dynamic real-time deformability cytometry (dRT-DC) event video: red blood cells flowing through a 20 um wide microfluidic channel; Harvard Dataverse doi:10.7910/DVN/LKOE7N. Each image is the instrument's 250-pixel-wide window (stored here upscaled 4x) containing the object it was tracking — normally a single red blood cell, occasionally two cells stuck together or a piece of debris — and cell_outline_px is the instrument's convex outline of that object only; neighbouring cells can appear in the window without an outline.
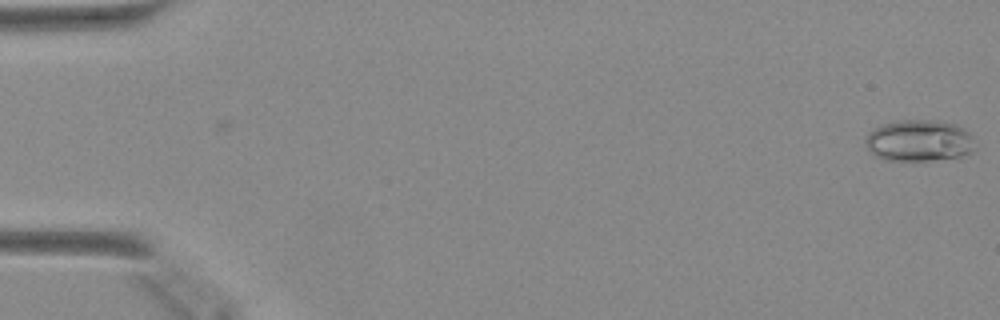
{"species": "Egyptian fruit bat (a non-hibernating species)", "species_latin": "Rousettus aegyptiacus", "temperature_condition": "warm", "stored_images_in_passage": 8, "camera_frame_rate_fps": 3000, "um_per_image_px": 0.085, "animal": {"sex": "female"}, "frame": {"image": 1, "passage_image": 1, "time_ms": 0.0, "image_size_px": [1000, 320], "cell_outline_px": [[976, 148], [972, 152], [960, 156], [928, 160], [884, 160], [876, 156], [868, 148], [864, 140], [864, 136], [868, 132], [880, 124], [900, 120], [936, 120], [956, 124], [964, 128], [972, 136]], "centroid_in_image_um": [78.11, 11.94], "position_along_channel_um": 6.9, "area_um2": 26.7}}